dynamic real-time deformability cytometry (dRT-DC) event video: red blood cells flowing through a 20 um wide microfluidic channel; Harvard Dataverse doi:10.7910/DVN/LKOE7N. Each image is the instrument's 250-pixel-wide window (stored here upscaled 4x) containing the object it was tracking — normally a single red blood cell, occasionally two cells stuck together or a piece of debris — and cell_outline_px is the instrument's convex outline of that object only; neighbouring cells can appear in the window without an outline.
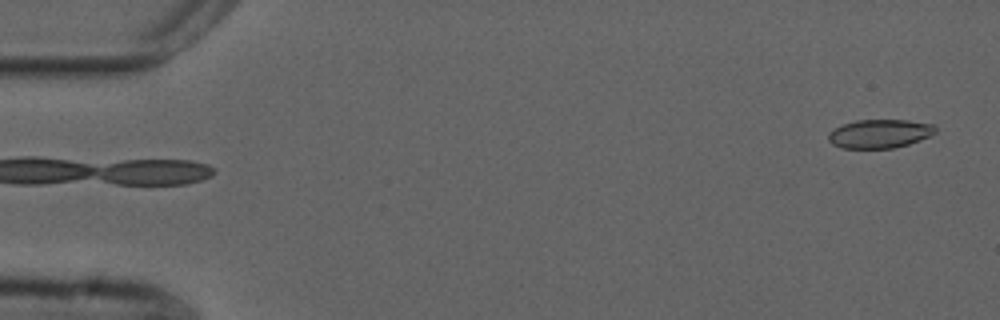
{"species": "common noctule bat (a hibernating species)", "species_latin": "Nyctalus noctula", "temperature_condition": "cold", "stored_images_in_passage": 53, "camera_frame_rate_fps": 3000, "um_per_image_px": 0.085, "animal": {"sex": "male", "forearm_length_mm": 52.5}, "frame": {"image": 1, "passage_image": 1, "time_ms": 0.0, "image_size_px": [1000, 320], "cell_outline_px": [[936, 132], [928, 136], [908, 144], [892, 148], [840, 148], [832, 144], [828, 140], [828, 132], [840, 124], [856, 120], [908, 120], [932, 124], [936, 128]], "centroid_in_image_um": [74.71, 11.36], "position_along_channel_um": 10.3, "area_um2": 17.92}}
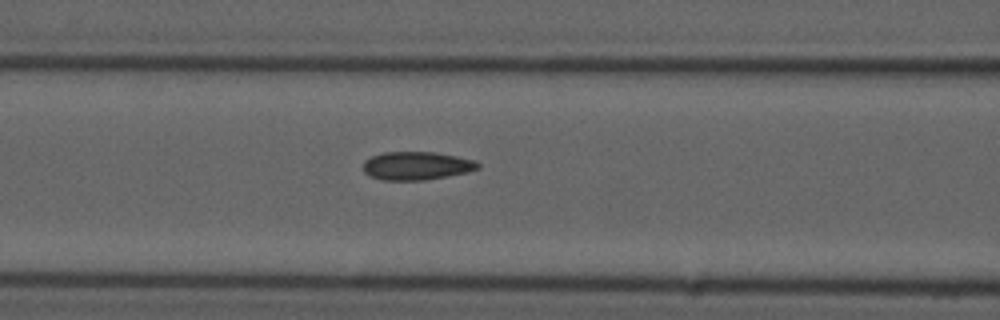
{"frame": {"image": 2, "passage_image": 21, "time_ms": 6.667, "image_size_px": [1000, 320], "cell_outline_px": [[480, 168], [468, 172], [424, 180], [384, 180], [368, 176], [364, 172], [364, 160], [372, 156], [384, 152], [436, 152], [476, 160], [480, 164]], "centroid_in_image_um": [35.42, 14.09], "position_along_channel_um": 131.2, "area_um2": 18.96}}
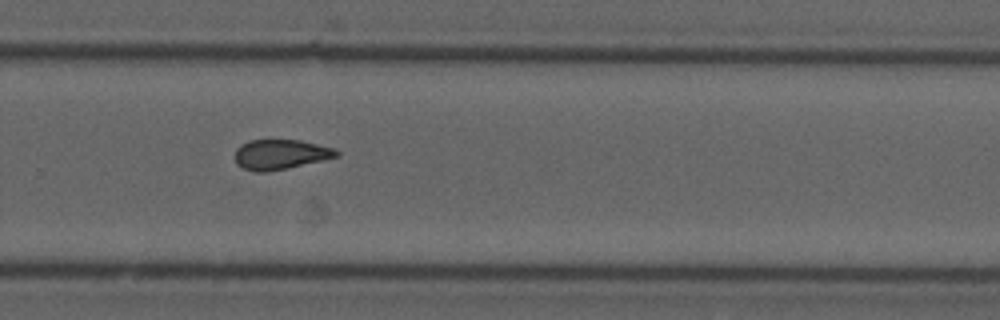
{"frame": {"image": 3, "passage_image": 35, "time_ms": 11.333, "image_size_px": [1000, 320], "cell_outline_px": [[340, 156], [288, 168], [268, 172], [256, 172], [244, 168], [236, 164], [236, 148], [240, 144], [248, 140], [300, 140], [336, 148], [340, 152]], "centroid_in_image_um": [23.86, 13.12], "position_along_channel_um": 305.9, "area_um2": 17.86}, "authors_computed_cell_mechanics": {"area_um2": 18.2648, "velocity_mm_per_s": 3.7561, "shape_relaxation_time_tau1_ms": null, "shape_relaxation_time_tau2_ms": 2.3721, "deformation_change_tau1": null, "deformation_change_tau2": 0.0789}}